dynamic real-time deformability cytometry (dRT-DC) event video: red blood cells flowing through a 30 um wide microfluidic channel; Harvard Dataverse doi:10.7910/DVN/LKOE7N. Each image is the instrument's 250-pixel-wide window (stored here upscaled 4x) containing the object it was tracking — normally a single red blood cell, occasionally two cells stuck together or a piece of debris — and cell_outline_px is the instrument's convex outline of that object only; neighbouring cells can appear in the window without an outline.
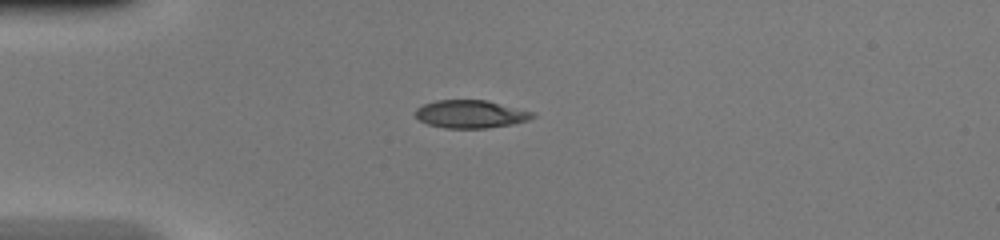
{"species": "common noctule bat (a hibernating species)", "species_latin": "Nyctalus noctula", "temperature_condition": "warm", "stored_images_in_passage": 3, "camera_frame_rate_fps": 3000, "um_per_image_px": 0.085, "animal": {"sex": "female", "body_mass_g": 20.0, "forearm_length_mm": 54.0}, "frame": {"image": 1, "passage_image": 1, "time_ms": 0.0, "image_size_px": [1000, 240], "cell_outline_px": [[536, 116], [528, 120], [512, 124], [488, 128], [444, 128], [428, 124], [420, 120], [416, 116], [416, 108], [424, 104], [436, 100], [488, 100], [536, 112]], "centroid_in_image_um": [40.05, 9.69], "position_along_channel_um": 44.9, "area_um2": 19.19}}